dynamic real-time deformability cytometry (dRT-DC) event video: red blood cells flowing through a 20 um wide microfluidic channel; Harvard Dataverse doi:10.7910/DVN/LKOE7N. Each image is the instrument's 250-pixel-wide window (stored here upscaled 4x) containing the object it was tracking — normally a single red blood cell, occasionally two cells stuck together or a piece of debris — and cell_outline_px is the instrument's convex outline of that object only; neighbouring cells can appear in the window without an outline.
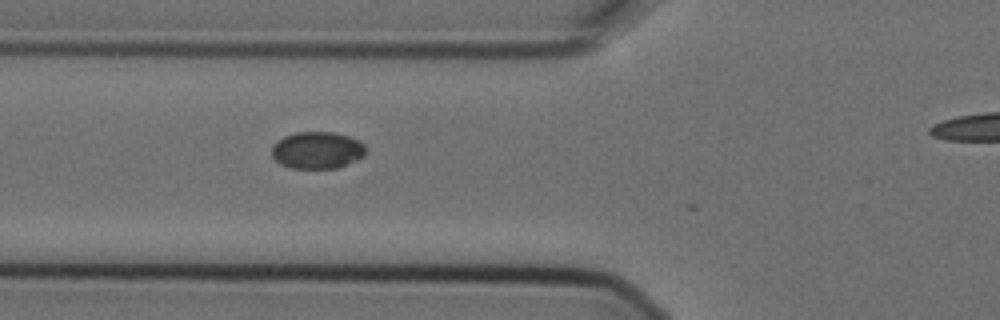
{"species": "Egyptian fruit bat (a non-hibernating species)", "species_latin": "Rousettus aegyptiacus", "temperature_condition": "cold", "stored_images_in_passage": 4, "segment_of_instrument_passage": [1, 2], "camera_frame_rate_fps": 3000, "um_per_image_px": 0.085, "animal": {"sex": "female"}, "frame": {"image": 1, "passage_image": 3, "time_ms": 0.667, "image_size_px": [1000, 320], "cell_outline_px": [[364, 156], [356, 160], [336, 168], [288, 168], [280, 164], [272, 156], [272, 144], [276, 140], [284, 136], [296, 132], [336, 132], [348, 136], [364, 144]], "centroid_in_image_um": [26.91, 12.76], "position_along_channel_um": 98.9, "area_um2": 20.29}}